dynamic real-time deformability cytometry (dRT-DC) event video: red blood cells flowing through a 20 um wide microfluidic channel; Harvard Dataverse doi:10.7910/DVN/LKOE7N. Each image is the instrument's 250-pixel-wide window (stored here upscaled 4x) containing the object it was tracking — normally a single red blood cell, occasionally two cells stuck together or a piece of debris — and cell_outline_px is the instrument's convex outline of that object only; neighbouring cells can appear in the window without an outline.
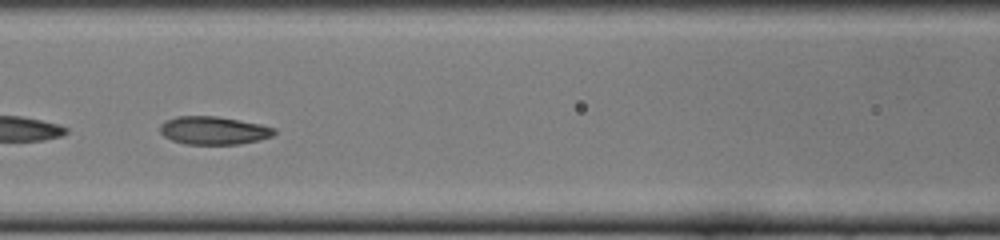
{"species": "common noctule bat (a hibernating species)", "species_latin": "Nyctalus noctula", "temperature_condition": "cold", "stored_images_in_passage": 38, "camera_frame_rate_fps": 3000, "um_per_image_px": 0.085, "animal": {"sex": "female", "body_mass_g": 22.0, "forearm_length_mm": 56.7}, "frame": {"image": 1, "passage_image": 12, "time_ms": 3.667, "image_size_px": [1000, 240], "cell_outline_px": [[276, 132], [272, 136], [260, 140], [240, 144], [184, 144], [172, 140], [164, 136], [160, 132], [160, 124], [164, 120], [176, 116], [216, 116], [260, 124], [276, 128]], "centroid_in_image_um": [18.14, 11.09], "position_along_channel_um": 148.5, "area_um2": 18.79}}
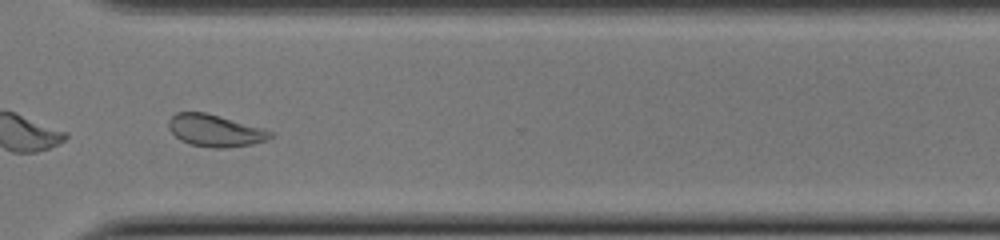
{"frame": {"image": 2, "passage_image": 27, "time_ms": 8.667, "image_size_px": [1000, 240], "cell_outline_px": [[272, 136], [268, 140], [252, 144], [224, 148], [212, 148], [192, 144], [180, 140], [168, 128], [168, 120], [176, 112], [204, 112], [220, 116], [264, 128], [272, 132]], "centroid_in_image_um": [18.29, 11.09], "position_along_channel_um": 352.3, "area_um2": 18.96}, "authors_computed_cell_mechanics": {"area_um2": 18.4382, "velocity_mm_per_s": 4.0628, "shape_relaxation_time_tau1_ms": 8.3962, "shape_relaxation_time_tau2_ms": 1.7681, "deformation_change_tau1": 0.1499, "deformation_change_tau2": 0.0735}}